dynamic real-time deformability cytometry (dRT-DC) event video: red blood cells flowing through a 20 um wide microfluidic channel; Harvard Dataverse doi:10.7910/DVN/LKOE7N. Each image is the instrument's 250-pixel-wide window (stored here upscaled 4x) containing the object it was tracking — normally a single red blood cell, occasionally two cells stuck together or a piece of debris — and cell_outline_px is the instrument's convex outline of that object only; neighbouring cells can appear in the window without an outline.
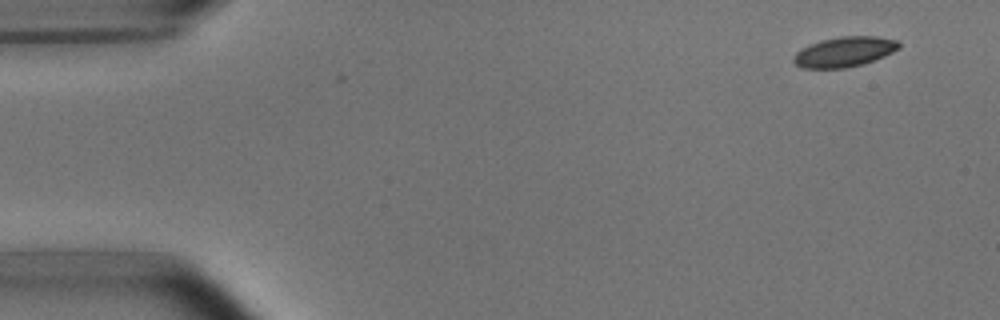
{"species": "common noctule bat (a hibernating species)", "species_latin": "Nyctalus noctula", "temperature_condition": "room temperature", "stored_images_in_passage": 7, "camera_frame_rate_fps": 3000, "um_per_image_px": 0.085, "animal": {"sex": "male", "body_mass_g": 15.6}, "frame": {"image": 1, "passage_image": 1, "time_ms": 0.0, "image_size_px": [1000, 320], "cell_outline_px": [[900, 48], [884, 56], [864, 64], [844, 68], [804, 68], [796, 64], [792, 60], [796, 52], [800, 48], [820, 40], [840, 36], [876, 36], [896, 40], [900, 44]], "centroid_in_image_um": [71.76, 4.4], "position_along_channel_um": 13.2, "area_um2": 18.5}}
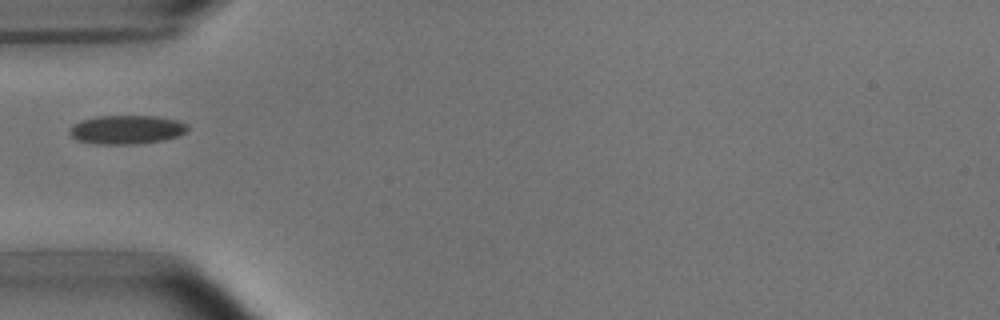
{"frame": {"image": 2, "passage_image": 5, "time_ms": 4.667, "image_size_px": [1000, 320], "cell_outline_px": [[188, 128], [184, 132], [176, 136], [164, 140], [136, 144], [96, 144], [76, 140], [68, 132], [72, 124], [80, 120], [96, 116], [156, 116], [176, 120], [188, 124]], "centroid_in_image_um": [10.71, 11.02], "position_along_channel_um": 74.3, "area_um2": 19.88}}
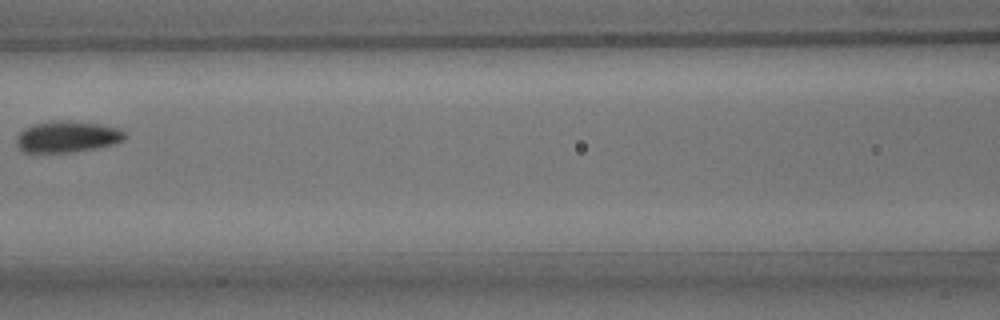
{"frame": {"image": 3, "passage_image": 7, "time_ms": 7.0, "image_size_px": [1000, 320], "cell_outline_px": [[128, 136], [124, 140], [112, 144], [96, 148], [68, 152], [20, 152], [16, 144], [16, 136], [24, 128], [32, 124], [52, 120], [60, 120], [96, 124], [120, 128]], "centroid_in_image_um": [5.67, 11.62], "position_along_channel_um": 160.9, "area_um2": 19.83}}